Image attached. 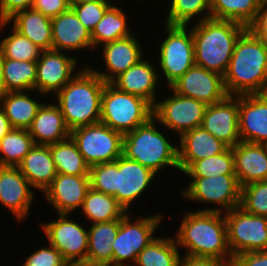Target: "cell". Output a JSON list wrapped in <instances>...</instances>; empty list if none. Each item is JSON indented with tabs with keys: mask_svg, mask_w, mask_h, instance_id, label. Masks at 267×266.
<instances>
[{
	"mask_svg": "<svg viewBox=\"0 0 267 266\" xmlns=\"http://www.w3.org/2000/svg\"><path fill=\"white\" fill-rule=\"evenodd\" d=\"M223 81L228 96L267 93V43L250 28L238 38Z\"/></svg>",
	"mask_w": 267,
	"mask_h": 266,
	"instance_id": "1",
	"label": "cell"
},
{
	"mask_svg": "<svg viewBox=\"0 0 267 266\" xmlns=\"http://www.w3.org/2000/svg\"><path fill=\"white\" fill-rule=\"evenodd\" d=\"M174 237L191 257L217 258L233 262L227 240L225 216L216 211H187Z\"/></svg>",
	"mask_w": 267,
	"mask_h": 266,
	"instance_id": "2",
	"label": "cell"
},
{
	"mask_svg": "<svg viewBox=\"0 0 267 266\" xmlns=\"http://www.w3.org/2000/svg\"><path fill=\"white\" fill-rule=\"evenodd\" d=\"M156 175L124 155L113 162L94 164L89 169L90 188L114 196L127 213L131 204L151 186Z\"/></svg>",
	"mask_w": 267,
	"mask_h": 266,
	"instance_id": "3",
	"label": "cell"
},
{
	"mask_svg": "<svg viewBox=\"0 0 267 266\" xmlns=\"http://www.w3.org/2000/svg\"><path fill=\"white\" fill-rule=\"evenodd\" d=\"M82 67L55 94V103L70 130L100 122L101 97L106 82L90 66Z\"/></svg>",
	"mask_w": 267,
	"mask_h": 266,
	"instance_id": "4",
	"label": "cell"
},
{
	"mask_svg": "<svg viewBox=\"0 0 267 266\" xmlns=\"http://www.w3.org/2000/svg\"><path fill=\"white\" fill-rule=\"evenodd\" d=\"M194 25L191 30L195 65L224 76L235 44L247 27L234 21L212 18Z\"/></svg>",
	"mask_w": 267,
	"mask_h": 266,
	"instance_id": "5",
	"label": "cell"
},
{
	"mask_svg": "<svg viewBox=\"0 0 267 266\" xmlns=\"http://www.w3.org/2000/svg\"><path fill=\"white\" fill-rule=\"evenodd\" d=\"M157 120L152 117L144 125L123 136L122 155L135 160L155 174L169 166L180 171L178 166V146L171 144L166 135L158 130Z\"/></svg>",
	"mask_w": 267,
	"mask_h": 266,
	"instance_id": "6",
	"label": "cell"
},
{
	"mask_svg": "<svg viewBox=\"0 0 267 266\" xmlns=\"http://www.w3.org/2000/svg\"><path fill=\"white\" fill-rule=\"evenodd\" d=\"M152 117L153 106L148 101L105 83L101 97V123L124 135Z\"/></svg>",
	"mask_w": 267,
	"mask_h": 266,
	"instance_id": "7",
	"label": "cell"
},
{
	"mask_svg": "<svg viewBox=\"0 0 267 266\" xmlns=\"http://www.w3.org/2000/svg\"><path fill=\"white\" fill-rule=\"evenodd\" d=\"M161 213L143 216L131 221L129 212L121 217L119 230L112 243V266H133L137 255L157 236L156 229L161 226ZM132 262V263H130Z\"/></svg>",
	"mask_w": 267,
	"mask_h": 266,
	"instance_id": "8",
	"label": "cell"
},
{
	"mask_svg": "<svg viewBox=\"0 0 267 266\" xmlns=\"http://www.w3.org/2000/svg\"><path fill=\"white\" fill-rule=\"evenodd\" d=\"M166 37L159 44L158 63L168 87L195 65L192 30L188 26L164 23ZM190 28V29H189Z\"/></svg>",
	"mask_w": 267,
	"mask_h": 266,
	"instance_id": "9",
	"label": "cell"
},
{
	"mask_svg": "<svg viewBox=\"0 0 267 266\" xmlns=\"http://www.w3.org/2000/svg\"><path fill=\"white\" fill-rule=\"evenodd\" d=\"M70 136L89 166L113 162L122 155L124 135L101 122L74 128Z\"/></svg>",
	"mask_w": 267,
	"mask_h": 266,
	"instance_id": "10",
	"label": "cell"
},
{
	"mask_svg": "<svg viewBox=\"0 0 267 266\" xmlns=\"http://www.w3.org/2000/svg\"><path fill=\"white\" fill-rule=\"evenodd\" d=\"M192 178L181 195L184 199L219 205V208L210 206L199 211H216L226 213L240 204L241 187L236 175H219L215 177H188ZM223 211V212H222Z\"/></svg>",
	"mask_w": 267,
	"mask_h": 266,
	"instance_id": "11",
	"label": "cell"
},
{
	"mask_svg": "<svg viewBox=\"0 0 267 266\" xmlns=\"http://www.w3.org/2000/svg\"><path fill=\"white\" fill-rule=\"evenodd\" d=\"M224 216L233 257L244 252L267 251V217L250 214L241 207L224 213Z\"/></svg>",
	"mask_w": 267,
	"mask_h": 266,
	"instance_id": "12",
	"label": "cell"
},
{
	"mask_svg": "<svg viewBox=\"0 0 267 266\" xmlns=\"http://www.w3.org/2000/svg\"><path fill=\"white\" fill-rule=\"evenodd\" d=\"M70 214H58L55 221L42 224L50 245L55 247L70 266H83L88 252V230Z\"/></svg>",
	"mask_w": 267,
	"mask_h": 266,
	"instance_id": "13",
	"label": "cell"
},
{
	"mask_svg": "<svg viewBox=\"0 0 267 266\" xmlns=\"http://www.w3.org/2000/svg\"><path fill=\"white\" fill-rule=\"evenodd\" d=\"M171 96L164 100H157L153 107V117L171 132H178L179 137L194 128L202 125L205 110L208 105L196 100L181 96L171 88ZM159 101V102H158Z\"/></svg>",
	"mask_w": 267,
	"mask_h": 266,
	"instance_id": "14",
	"label": "cell"
},
{
	"mask_svg": "<svg viewBox=\"0 0 267 266\" xmlns=\"http://www.w3.org/2000/svg\"><path fill=\"white\" fill-rule=\"evenodd\" d=\"M78 62V58L62 51L42 50L36 62L35 90L41 95H55L76 75Z\"/></svg>",
	"mask_w": 267,
	"mask_h": 266,
	"instance_id": "15",
	"label": "cell"
},
{
	"mask_svg": "<svg viewBox=\"0 0 267 266\" xmlns=\"http://www.w3.org/2000/svg\"><path fill=\"white\" fill-rule=\"evenodd\" d=\"M169 88L181 96L194 98L206 105L221 102L228 96L223 76L198 65H193Z\"/></svg>",
	"mask_w": 267,
	"mask_h": 266,
	"instance_id": "16",
	"label": "cell"
},
{
	"mask_svg": "<svg viewBox=\"0 0 267 266\" xmlns=\"http://www.w3.org/2000/svg\"><path fill=\"white\" fill-rule=\"evenodd\" d=\"M239 95L227 96L218 103L208 105L201 127L228 147L241 142L239 133Z\"/></svg>",
	"mask_w": 267,
	"mask_h": 266,
	"instance_id": "17",
	"label": "cell"
},
{
	"mask_svg": "<svg viewBox=\"0 0 267 266\" xmlns=\"http://www.w3.org/2000/svg\"><path fill=\"white\" fill-rule=\"evenodd\" d=\"M18 166H0V204L20 223L29 216L35 193Z\"/></svg>",
	"mask_w": 267,
	"mask_h": 266,
	"instance_id": "18",
	"label": "cell"
},
{
	"mask_svg": "<svg viewBox=\"0 0 267 266\" xmlns=\"http://www.w3.org/2000/svg\"><path fill=\"white\" fill-rule=\"evenodd\" d=\"M89 189V176L57 173L43 195L55 208L57 214H71L81 209Z\"/></svg>",
	"mask_w": 267,
	"mask_h": 266,
	"instance_id": "19",
	"label": "cell"
},
{
	"mask_svg": "<svg viewBox=\"0 0 267 266\" xmlns=\"http://www.w3.org/2000/svg\"><path fill=\"white\" fill-rule=\"evenodd\" d=\"M136 35L132 34L101 45L105 71L90 67L106 83H111L117 76L143 59V48Z\"/></svg>",
	"mask_w": 267,
	"mask_h": 266,
	"instance_id": "20",
	"label": "cell"
},
{
	"mask_svg": "<svg viewBox=\"0 0 267 266\" xmlns=\"http://www.w3.org/2000/svg\"><path fill=\"white\" fill-rule=\"evenodd\" d=\"M238 123L241 141L267 145V93L239 95Z\"/></svg>",
	"mask_w": 267,
	"mask_h": 266,
	"instance_id": "21",
	"label": "cell"
},
{
	"mask_svg": "<svg viewBox=\"0 0 267 266\" xmlns=\"http://www.w3.org/2000/svg\"><path fill=\"white\" fill-rule=\"evenodd\" d=\"M52 49L62 52L93 49L91 33L85 28L75 12L67 11L51 18Z\"/></svg>",
	"mask_w": 267,
	"mask_h": 266,
	"instance_id": "22",
	"label": "cell"
},
{
	"mask_svg": "<svg viewBox=\"0 0 267 266\" xmlns=\"http://www.w3.org/2000/svg\"><path fill=\"white\" fill-rule=\"evenodd\" d=\"M158 67L148 59H141L137 64L117 76L111 84L120 91L133 94L148 101L153 107L157 102V83L161 81Z\"/></svg>",
	"mask_w": 267,
	"mask_h": 266,
	"instance_id": "23",
	"label": "cell"
},
{
	"mask_svg": "<svg viewBox=\"0 0 267 266\" xmlns=\"http://www.w3.org/2000/svg\"><path fill=\"white\" fill-rule=\"evenodd\" d=\"M231 148L240 187L267 180V145L241 141Z\"/></svg>",
	"mask_w": 267,
	"mask_h": 266,
	"instance_id": "24",
	"label": "cell"
},
{
	"mask_svg": "<svg viewBox=\"0 0 267 266\" xmlns=\"http://www.w3.org/2000/svg\"><path fill=\"white\" fill-rule=\"evenodd\" d=\"M178 140V166L182 173L193 162L221 154L228 148L201 126L183 133Z\"/></svg>",
	"mask_w": 267,
	"mask_h": 266,
	"instance_id": "25",
	"label": "cell"
},
{
	"mask_svg": "<svg viewBox=\"0 0 267 266\" xmlns=\"http://www.w3.org/2000/svg\"><path fill=\"white\" fill-rule=\"evenodd\" d=\"M28 131L36 145L55 144L70 137L71 133L55 102L42 104Z\"/></svg>",
	"mask_w": 267,
	"mask_h": 266,
	"instance_id": "26",
	"label": "cell"
},
{
	"mask_svg": "<svg viewBox=\"0 0 267 266\" xmlns=\"http://www.w3.org/2000/svg\"><path fill=\"white\" fill-rule=\"evenodd\" d=\"M13 21V22H12ZM12 26L42 50L52 49L51 18L32 8L19 11L8 21L0 22V30Z\"/></svg>",
	"mask_w": 267,
	"mask_h": 266,
	"instance_id": "27",
	"label": "cell"
},
{
	"mask_svg": "<svg viewBox=\"0 0 267 266\" xmlns=\"http://www.w3.org/2000/svg\"><path fill=\"white\" fill-rule=\"evenodd\" d=\"M22 175L37 191L44 192L57 175L49 145H34L18 165Z\"/></svg>",
	"mask_w": 267,
	"mask_h": 266,
	"instance_id": "28",
	"label": "cell"
},
{
	"mask_svg": "<svg viewBox=\"0 0 267 266\" xmlns=\"http://www.w3.org/2000/svg\"><path fill=\"white\" fill-rule=\"evenodd\" d=\"M121 218L92 224L88 229V252L83 266H112V243L119 230Z\"/></svg>",
	"mask_w": 267,
	"mask_h": 266,
	"instance_id": "29",
	"label": "cell"
},
{
	"mask_svg": "<svg viewBox=\"0 0 267 266\" xmlns=\"http://www.w3.org/2000/svg\"><path fill=\"white\" fill-rule=\"evenodd\" d=\"M30 91L7 92L0 96V108L13 128L28 130L44 102L31 98Z\"/></svg>",
	"mask_w": 267,
	"mask_h": 266,
	"instance_id": "30",
	"label": "cell"
},
{
	"mask_svg": "<svg viewBox=\"0 0 267 266\" xmlns=\"http://www.w3.org/2000/svg\"><path fill=\"white\" fill-rule=\"evenodd\" d=\"M122 7L111 4L105 11L102 19L91 32L93 48L132 35L128 27L126 13Z\"/></svg>",
	"mask_w": 267,
	"mask_h": 266,
	"instance_id": "31",
	"label": "cell"
},
{
	"mask_svg": "<svg viewBox=\"0 0 267 266\" xmlns=\"http://www.w3.org/2000/svg\"><path fill=\"white\" fill-rule=\"evenodd\" d=\"M263 0H211V18L230 20L249 28L256 20Z\"/></svg>",
	"mask_w": 267,
	"mask_h": 266,
	"instance_id": "32",
	"label": "cell"
},
{
	"mask_svg": "<svg viewBox=\"0 0 267 266\" xmlns=\"http://www.w3.org/2000/svg\"><path fill=\"white\" fill-rule=\"evenodd\" d=\"M57 173L89 176L90 166L85 162L75 141L70 137L49 145Z\"/></svg>",
	"mask_w": 267,
	"mask_h": 266,
	"instance_id": "33",
	"label": "cell"
},
{
	"mask_svg": "<svg viewBox=\"0 0 267 266\" xmlns=\"http://www.w3.org/2000/svg\"><path fill=\"white\" fill-rule=\"evenodd\" d=\"M81 210L92 224L117 220L126 213L114 196L92 188L87 191Z\"/></svg>",
	"mask_w": 267,
	"mask_h": 266,
	"instance_id": "34",
	"label": "cell"
},
{
	"mask_svg": "<svg viewBox=\"0 0 267 266\" xmlns=\"http://www.w3.org/2000/svg\"><path fill=\"white\" fill-rule=\"evenodd\" d=\"M180 258L174 236H158L137 255L134 266H178Z\"/></svg>",
	"mask_w": 267,
	"mask_h": 266,
	"instance_id": "35",
	"label": "cell"
},
{
	"mask_svg": "<svg viewBox=\"0 0 267 266\" xmlns=\"http://www.w3.org/2000/svg\"><path fill=\"white\" fill-rule=\"evenodd\" d=\"M36 71V62L5 58L4 93L28 90L35 92Z\"/></svg>",
	"mask_w": 267,
	"mask_h": 266,
	"instance_id": "36",
	"label": "cell"
},
{
	"mask_svg": "<svg viewBox=\"0 0 267 266\" xmlns=\"http://www.w3.org/2000/svg\"><path fill=\"white\" fill-rule=\"evenodd\" d=\"M34 145L28 130L12 128L0 140V166H18Z\"/></svg>",
	"mask_w": 267,
	"mask_h": 266,
	"instance_id": "37",
	"label": "cell"
},
{
	"mask_svg": "<svg viewBox=\"0 0 267 266\" xmlns=\"http://www.w3.org/2000/svg\"><path fill=\"white\" fill-rule=\"evenodd\" d=\"M169 6L165 19V24L168 25L189 26L196 16L199 18L195 22L211 18V0H170Z\"/></svg>",
	"mask_w": 267,
	"mask_h": 266,
	"instance_id": "38",
	"label": "cell"
},
{
	"mask_svg": "<svg viewBox=\"0 0 267 266\" xmlns=\"http://www.w3.org/2000/svg\"><path fill=\"white\" fill-rule=\"evenodd\" d=\"M183 174L189 177H215L219 175H236L234 156L231 147L218 155L193 162Z\"/></svg>",
	"mask_w": 267,
	"mask_h": 266,
	"instance_id": "39",
	"label": "cell"
},
{
	"mask_svg": "<svg viewBox=\"0 0 267 266\" xmlns=\"http://www.w3.org/2000/svg\"><path fill=\"white\" fill-rule=\"evenodd\" d=\"M8 36L0 41L4 58L14 60L37 62L42 49L35 45L30 39L19 33L14 27Z\"/></svg>",
	"mask_w": 267,
	"mask_h": 266,
	"instance_id": "40",
	"label": "cell"
},
{
	"mask_svg": "<svg viewBox=\"0 0 267 266\" xmlns=\"http://www.w3.org/2000/svg\"><path fill=\"white\" fill-rule=\"evenodd\" d=\"M239 207L250 214L267 217V180L241 187Z\"/></svg>",
	"mask_w": 267,
	"mask_h": 266,
	"instance_id": "41",
	"label": "cell"
},
{
	"mask_svg": "<svg viewBox=\"0 0 267 266\" xmlns=\"http://www.w3.org/2000/svg\"><path fill=\"white\" fill-rule=\"evenodd\" d=\"M113 0H92L71 7L85 28L91 33Z\"/></svg>",
	"mask_w": 267,
	"mask_h": 266,
	"instance_id": "42",
	"label": "cell"
},
{
	"mask_svg": "<svg viewBox=\"0 0 267 266\" xmlns=\"http://www.w3.org/2000/svg\"><path fill=\"white\" fill-rule=\"evenodd\" d=\"M22 266H70L61 253L52 245L41 247L32 252Z\"/></svg>",
	"mask_w": 267,
	"mask_h": 266,
	"instance_id": "43",
	"label": "cell"
},
{
	"mask_svg": "<svg viewBox=\"0 0 267 266\" xmlns=\"http://www.w3.org/2000/svg\"><path fill=\"white\" fill-rule=\"evenodd\" d=\"M31 8L53 18L67 11L69 6L66 0H34Z\"/></svg>",
	"mask_w": 267,
	"mask_h": 266,
	"instance_id": "44",
	"label": "cell"
},
{
	"mask_svg": "<svg viewBox=\"0 0 267 266\" xmlns=\"http://www.w3.org/2000/svg\"><path fill=\"white\" fill-rule=\"evenodd\" d=\"M34 0H0V22L8 21L17 12L32 7Z\"/></svg>",
	"mask_w": 267,
	"mask_h": 266,
	"instance_id": "45",
	"label": "cell"
},
{
	"mask_svg": "<svg viewBox=\"0 0 267 266\" xmlns=\"http://www.w3.org/2000/svg\"><path fill=\"white\" fill-rule=\"evenodd\" d=\"M231 266H267V251L238 254L234 257Z\"/></svg>",
	"mask_w": 267,
	"mask_h": 266,
	"instance_id": "46",
	"label": "cell"
},
{
	"mask_svg": "<svg viewBox=\"0 0 267 266\" xmlns=\"http://www.w3.org/2000/svg\"><path fill=\"white\" fill-rule=\"evenodd\" d=\"M178 266H231L232 262H226L217 258L191 257L183 255Z\"/></svg>",
	"mask_w": 267,
	"mask_h": 266,
	"instance_id": "47",
	"label": "cell"
},
{
	"mask_svg": "<svg viewBox=\"0 0 267 266\" xmlns=\"http://www.w3.org/2000/svg\"><path fill=\"white\" fill-rule=\"evenodd\" d=\"M249 28L267 43V3H262L255 22Z\"/></svg>",
	"mask_w": 267,
	"mask_h": 266,
	"instance_id": "48",
	"label": "cell"
},
{
	"mask_svg": "<svg viewBox=\"0 0 267 266\" xmlns=\"http://www.w3.org/2000/svg\"><path fill=\"white\" fill-rule=\"evenodd\" d=\"M5 112L0 108V140L12 129Z\"/></svg>",
	"mask_w": 267,
	"mask_h": 266,
	"instance_id": "49",
	"label": "cell"
},
{
	"mask_svg": "<svg viewBox=\"0 0 267 266\" xmlns=\"http://www.w3.org/2000/svg\"><path fill=\"white\" fill-rule=\"evenodd\" d=\"M4 53L0 47V96L4 93V75H3V63H4Z\"/></svg>",
	"mask_w": 267,
	"mask_h": 266,
	"instance_id": "50",
	"label": "cell"
},
{
	"mask_svg": "<svg viewBox=\"0 0 267 266\" xmlns=\"http://www.w3.org/2000/svg\"><path fill=\"white\" fill-rule=\"evenodd\" d=\"M69 8L74 7L75 5L85 3L87 1H92V0H66Z\"/></svg>",
	"mask_w": 267,
	"mask_h": 266,
	"instance_id": "51",
	"label": "cell"
}]
</instances>
